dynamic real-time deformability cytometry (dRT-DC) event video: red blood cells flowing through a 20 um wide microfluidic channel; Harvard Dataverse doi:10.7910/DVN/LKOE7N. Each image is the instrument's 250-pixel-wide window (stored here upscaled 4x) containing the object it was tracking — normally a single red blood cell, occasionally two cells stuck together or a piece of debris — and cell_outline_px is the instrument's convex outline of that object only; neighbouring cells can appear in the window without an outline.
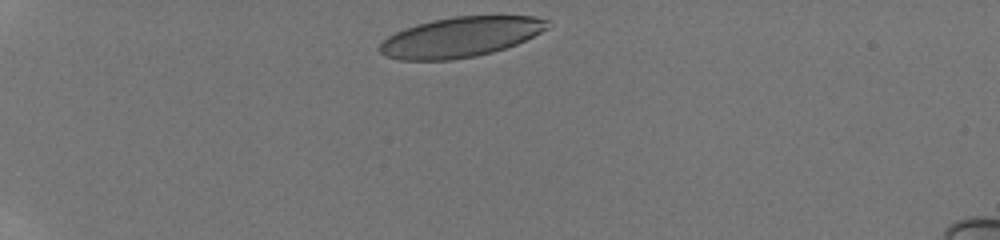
{"species": "human", "species_latin": "Homo sapiens", "temperature_condition": "room temperature", "stored_images_in_passage": 39, "camera_frame_rate_fps": 3000, "um_per_image_px": 0.085, "donor": {"sex": "male"}, "frame": {"image": 1, "passage_image": 1, "time_ms": 0.0, "image_size_px": [1000, 240], "cell_outline_px": [[548, 28], [516, 44], [492, 52], [476, 56], [452, 60], [400, 60], [384, 56], [380, 52], [380, 44], [388, 36], [404, 28], [416, 24], [432, 20], [456, 16], [532, 16], [548, 20]], "centroid_in_image_um": [39.1, 3.15], "position_along_channel_um": 45.9, "area_um2": 38.96}}
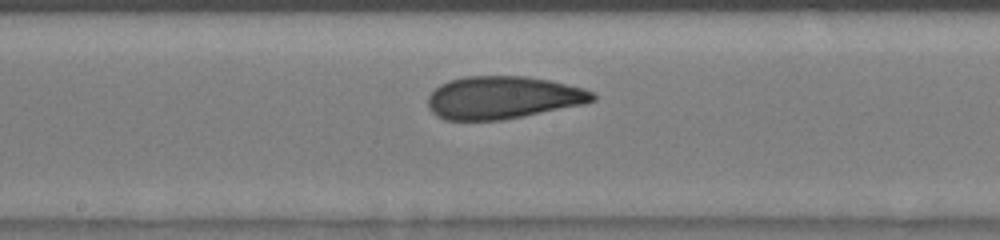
{"frame": {"image": 2, "passage_image": 20, "time_ms": 5.333, "image_size_px": [1000, 240], "cell_outline_px": [[596, 100], [584, 104], [504, 120], [444, 120], [436, 116], [428, 108], [428, 96], [440, 84], [448, 80], [464, 76], [524, 76], [548, 80], [584, 88], [592, 92], [596, 96]], "centroid_in_image_um": [42.72, 8.3], "position_along_channel_um": 205.5, "area_um2": 41.1}}
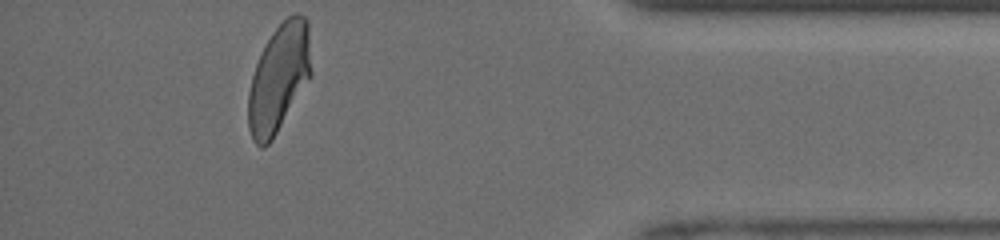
{"frame": {"image": 3, "passage_image": 39, "time_ms": 11.0, "image_size_px": [1000, 240], "cell_outline_px": [[312, 76], [272, 140], [264, 148], [260, 148], [252, 140], [248, 128], [248, 92], [252, 76], [256, 64], [272, 32], [288, 16], [296, 12], [304, 16], [308, 20], [312, 72]], "centroid_in_image_um": [23.72, 6.66], "position_along_channel_um": 411.5, "area_um2": 39.77}, "authors_computed_cell_mechanics": {"area_um2": 41.0958, "velocity_mm_per_s": 4.1498, "shape_relaxation_time_tau1_ms": 5.0875, "shape_relaxation_time_tau2_ms": 1.3377, "deformation_change_tau1": 0.19, "deformation_change_tau2": 0.0909}}